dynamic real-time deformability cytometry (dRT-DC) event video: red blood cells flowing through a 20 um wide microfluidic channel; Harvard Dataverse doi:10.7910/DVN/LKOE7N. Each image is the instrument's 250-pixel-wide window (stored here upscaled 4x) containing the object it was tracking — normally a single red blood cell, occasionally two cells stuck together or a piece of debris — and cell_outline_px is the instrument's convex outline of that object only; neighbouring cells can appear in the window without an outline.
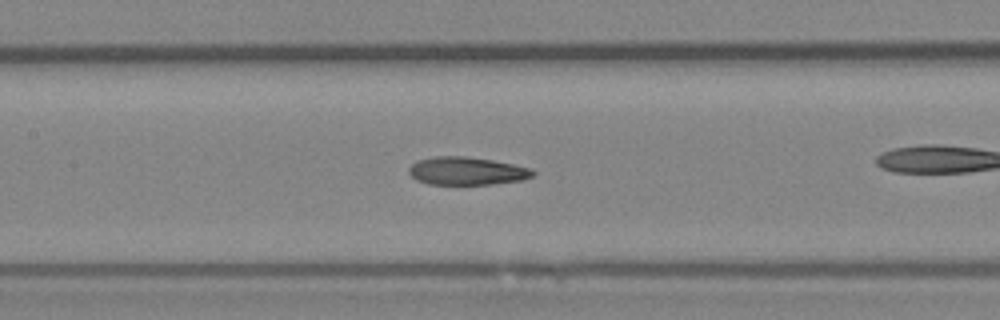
{"species": "Egyptian fruit bat (a non-hibernating species)", "species_latin": "Rousettus aegyptiacus", "temperature_condition": "room temperature", "stored_images_in_passage": 40, "camera_frame_rate_fps": 3000, "um_per_image_px": 0.085, "animal": {"sex": "female"}, "frame": {"image": 1, "passage_image": 23, "time_ms": 7.333, "image_size_px": [1000, 320], "cell_outline_px": [[536, 172], [532, 176], [524, 180], [492, 184], [428, 184], [416, 180], [408, 172], [408, 168], [416, 160], [436, 156], [468, 156], [492, 160], [532, 168]], "centroid_in_image_um": [39.67, 14.53], "position_along_channel_um": 167.7, "area_um2": 20.35}}